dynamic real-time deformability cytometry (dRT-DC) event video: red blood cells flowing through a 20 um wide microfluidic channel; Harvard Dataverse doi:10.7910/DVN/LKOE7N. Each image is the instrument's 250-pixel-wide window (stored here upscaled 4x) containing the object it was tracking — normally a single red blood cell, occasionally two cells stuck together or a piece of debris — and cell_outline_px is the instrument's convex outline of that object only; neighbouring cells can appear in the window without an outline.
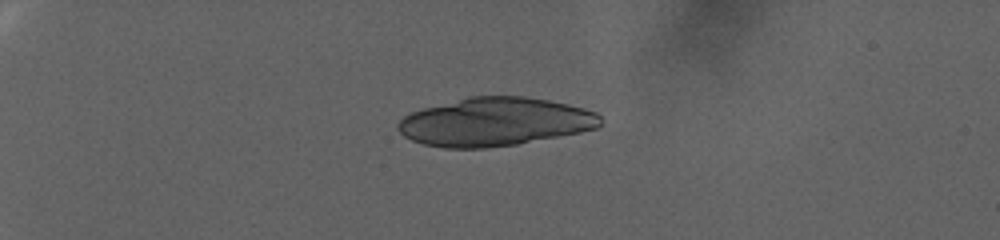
{"species": "human", "species_latin": "Homo sapiens", "temperature_condition": "warm", "stored_images_in_passage": 18, "camera_frame_rate_fps": 3000, "um_per_image_px": 0.085, "donor": {"sex": "female"}, "frame": {"image": 1, "passage_image": 1, "time_ms": 0.0, "image_size_px": [1000, 240], "cell_outline_px": [[600, 124], [596, 128], [580, 132], [516, 144], [484, 148], [444, 148], [424, 144], [412, 140], [404, 136], [396, 128], [396, 124], [404, 116], [412, 112], [424, 108], [468, 96], [524, 96], [548, 100], [568, 104], [596, 112], [600, 116]], "centroid_in_image_um": [42.03, 10.35], "position_along_channel_um": 43.0, "area_um2": 56.82}}